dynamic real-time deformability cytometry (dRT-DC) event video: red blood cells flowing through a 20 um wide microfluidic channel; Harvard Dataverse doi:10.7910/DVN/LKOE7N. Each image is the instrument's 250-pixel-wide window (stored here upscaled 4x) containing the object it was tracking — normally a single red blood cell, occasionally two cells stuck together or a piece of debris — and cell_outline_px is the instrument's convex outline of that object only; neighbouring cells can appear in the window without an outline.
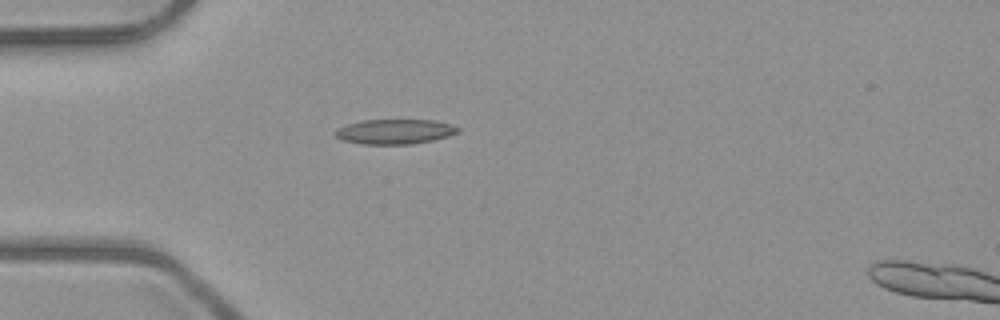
{"species": "common noctule bat (a hibernating species)", "species_latin": "Nyctalus noctula", "temperature_condition": "room temperature", "stored_images_in_passage": 4, "camera_frame_rate_fps": 3000, "um_per_image_px": 0.085, "animal": {"sex": "male", "body_mass_g": 23.1, "forearm_length_mm": 52.7}, "frame": {"image": 1, "passage_image": 3, "time_ms": 3.333, "image_size_px": [1000, 320], "cell_outline_px": [[460, 132], [448, 136], [432, 140], [412, 144], [364, 144], [344, 140], [336, 136], [336, 132], [340, 128], [348, 124], [364, 120], [436, 120], [452, 124], [460, 128]], "centroid_in_image_um": [33.65, 11.18], "position_along_channel_um": 51.4, "area_um2": 17.57}}